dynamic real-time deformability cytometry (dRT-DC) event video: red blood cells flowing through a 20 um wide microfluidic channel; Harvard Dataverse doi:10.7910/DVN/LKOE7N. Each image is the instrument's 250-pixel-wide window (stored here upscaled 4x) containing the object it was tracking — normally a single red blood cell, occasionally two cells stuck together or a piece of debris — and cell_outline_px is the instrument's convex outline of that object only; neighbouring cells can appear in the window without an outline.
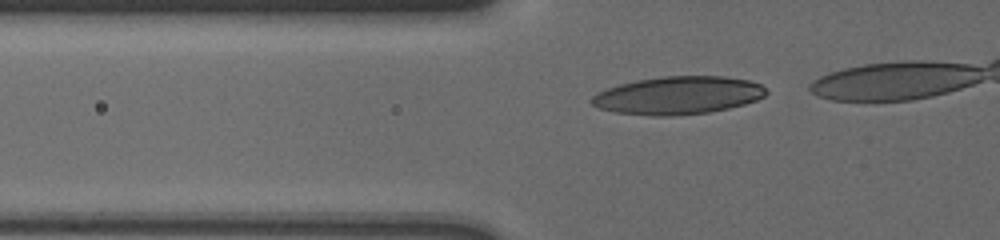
{"species": "human", "species_latin": "Homo sapiens", "temperature_condition": "cold", "stored_images_in_passage": 22, "camera_frame_rate_fps": 3000, "um_per_image_px": 0.085, "donor": {"sex": "male"}, "frame": {"image": 1, "passage_image": 15, "time_ms": 4.667, "image_size_px": [1000, 240], "cell_outline_px": [[768, 92], [764, 96], [756, 100], [744, 104], [728, 108], [708, 112], [664, 116], [652, 116], [616, 112], [600, 108], [592, 104], [588, 100], [596, 92], [620, 84], [636, 80], [664, 76], [724, 76], [748, 80], [760, 84]], "centroid_in_image_um": [57.61, 8.1], "position_along_channel_um": 68.2, "area_um2": 38.38}}
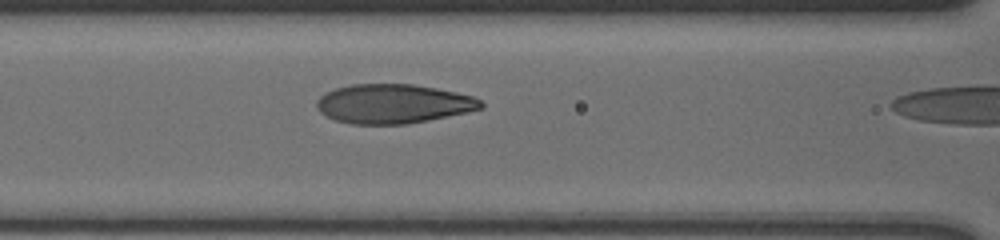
{"frame": {"image": 2, "passage_image": 21, "time_ms": 6.667, "image_size_px": [1000, 240], "cell_outline_px": [[484, 104], [480, 108], [464, 112], [404, 124], [352, 124], [336, 120], [320, 112], [316, 108], [316, 100], [324, 92], [348, 84], [412, 84], [436, 88], [456, 92], [472, 96], [480, 100]], "centroid_in_image_um": [33.35, 8.8], "position_along_channel_um": 133.3, "area_um2": 37.17}}